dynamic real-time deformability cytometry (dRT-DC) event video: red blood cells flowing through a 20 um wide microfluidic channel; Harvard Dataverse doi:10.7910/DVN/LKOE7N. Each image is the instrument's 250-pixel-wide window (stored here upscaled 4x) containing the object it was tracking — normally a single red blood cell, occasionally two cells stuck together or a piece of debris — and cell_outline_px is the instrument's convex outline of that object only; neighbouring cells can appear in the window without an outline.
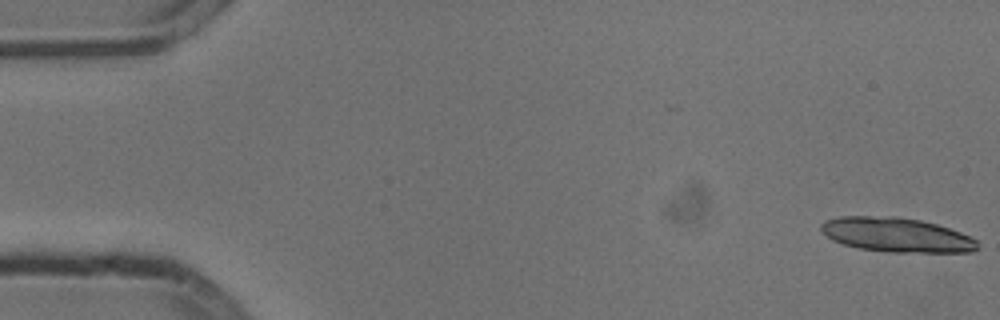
{"species": "common noctule bat (a hibernating species)", "species_latin": "Nyctalus noctula", "temperature_condition": "cold", "stored_images_in_passage": 35, "camera_frame_rate_fps": 3000, "um_per_image_px": 0.085, "animal": {"sex": "male", "body_mass_g": 13.3}, "frame": {"image": 1, "passage_image": 1, "time_ms": 0.0, "image_size_px": [1000, 320], "cell_outline_px": [[976, 248], [972, 252], [888, 252], [860, 248], [844, 244], [832, 240], [820, 232], [820, 224], [824, 220], [840, 216], [896, 216], [920, 220], [936, 224], [960, 232], [976, 240]], "centroid_in_image_um": [76.13, 19.95], "position_along_channel_um": 8.9, "area_um2": 31.33}}
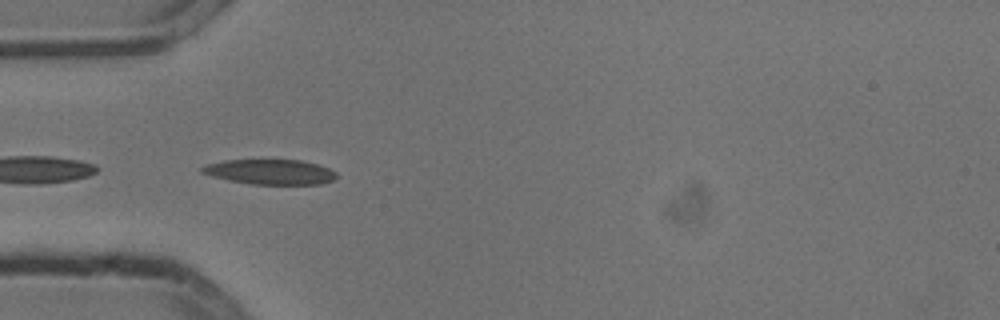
{"frame": {"image": 2, "passage_image": 17, "time_ms": 5.333, "image_size_px": [1000, 320], "cell_outline_px": [[336, 176], [332, 180], [320, 184], [252, 184], [228, 180], [212, 176], [200, 172], [200, 168], [208, 164], [224, 160], [304, 160], [320, 164], [336, 172]], "centroid_in_image_um": [22.97, 14.6], "position_along_channel_um": 62.0, "area_um2": 19.59}}
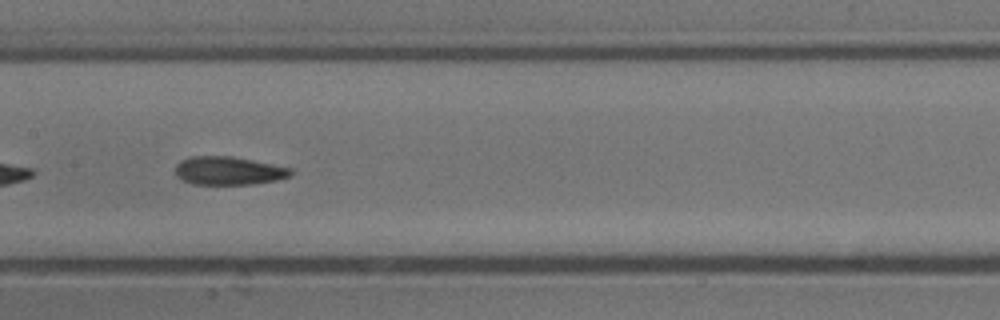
{"frame": {"image": 3, "passage_image": 27, "time_ms": 8.667, "image_size_px": [1000, 320], "cell_outline_px": [[292, 176], [276, 180], [252, 184], [192, 184], [176, 176], [176, 164], [180, 160], [192, 156], [232, 156], [292, 168]], "centroid_in_image_um": [19.43, 14.51], "position_along_channel_um": 188.0, "area_um2": 19.02}}